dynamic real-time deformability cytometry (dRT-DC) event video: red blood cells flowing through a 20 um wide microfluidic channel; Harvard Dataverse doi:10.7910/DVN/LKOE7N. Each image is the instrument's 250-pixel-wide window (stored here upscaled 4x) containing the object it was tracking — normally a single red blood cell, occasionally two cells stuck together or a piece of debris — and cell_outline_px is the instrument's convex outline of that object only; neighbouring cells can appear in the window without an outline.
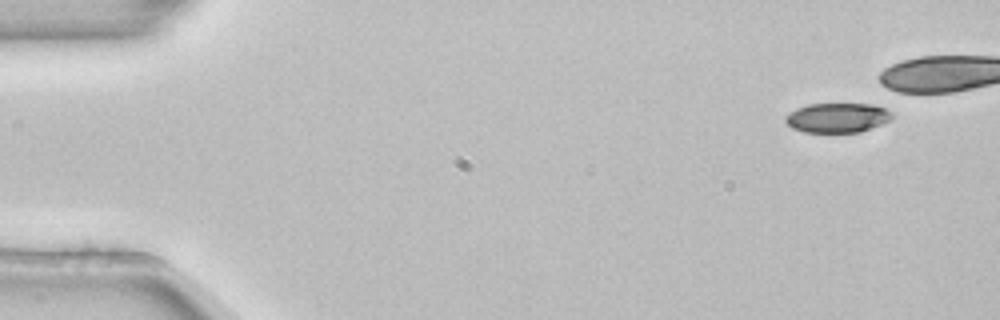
{"species": "common noctule bat (a hibernating species)", "species_latin": "Nyctalus noctula", "temperature_condition": "room temperature", "stored_images_in_passage": 2, "segment_of_instrument_passage": [2, 2], "camera_frame_rate_fps": 3000, "um_per_image_px": 0.085, "animal": {"sex": "female", "body_mass_g": 22.7, "forearm_length_mm": 54.2}, "frame": {"image": 1, "passage_image": 2, "time_ms": 0.333, "image_size_px": [1000, 320], "cell_outline_px": [[892, 116], [888, 120], [880, 124], [860, 132], [804, 132], [792, 128], [784, 120], [784, 116], [788, 112], [796, 108], [808, 104], [872, 104], [884, 108], [892, 112]], "centroid_in_image_um": [71.12, 10.0], "position_along_channel_um": 13.9, "area_um2": 18.32}}